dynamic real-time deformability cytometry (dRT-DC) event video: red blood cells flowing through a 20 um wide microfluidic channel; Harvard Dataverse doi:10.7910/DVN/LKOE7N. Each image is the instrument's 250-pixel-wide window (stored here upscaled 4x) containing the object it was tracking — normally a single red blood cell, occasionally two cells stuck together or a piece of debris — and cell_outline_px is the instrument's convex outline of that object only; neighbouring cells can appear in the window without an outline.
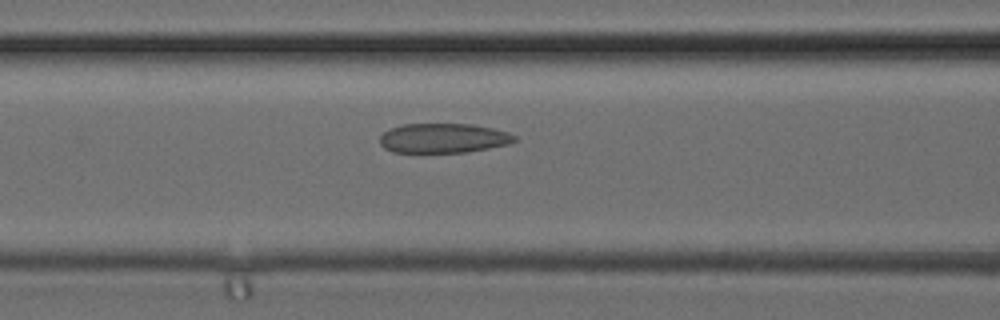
{"species": "common noctule bat (a hibernating species)", "species_latin": "Nyctalus noctula", "temperature_condition": "cold", "stored_images_in_passage": 5, "camera_frame_rate_fps": 3000, "um_per_image_px": 0.085, "animal": {"sex": "female", "body_mass_g": 24.6, "forearm_length_mm": 56.2}, "frame": {"image": 1, "passage_image": 5, "time_ms": 1.333, "image_size_px": [1000, 320], "cell_outline_px": [[516, 140], [508, 144], [468, 152], [392, 152], [384, 148], [380, 144], [380, 136], [388, 128], [404, 124], [472, 124], [492, 128], [508, 132], [516, 136]], "centroid_in_image_um": [37.66, 11.74], "position_along_channel_um": 128.9, "area_um2": 23.24}}